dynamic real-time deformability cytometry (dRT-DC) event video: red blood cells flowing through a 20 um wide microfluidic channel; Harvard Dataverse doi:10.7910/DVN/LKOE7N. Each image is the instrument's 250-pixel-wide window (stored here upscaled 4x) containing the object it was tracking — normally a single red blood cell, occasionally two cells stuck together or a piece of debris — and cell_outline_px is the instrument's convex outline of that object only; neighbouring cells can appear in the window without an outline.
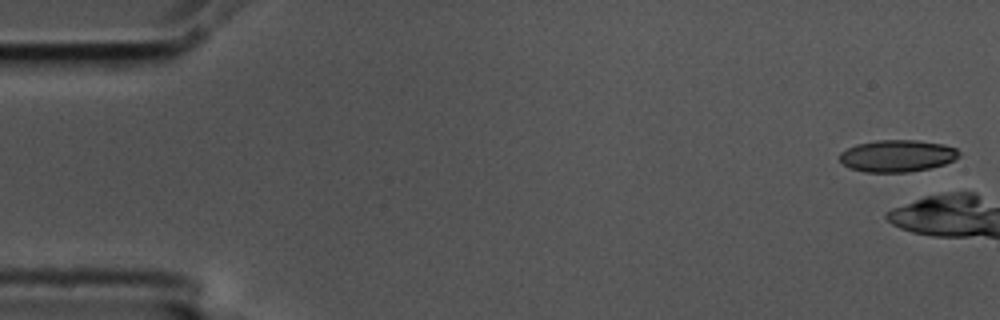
{"species": "common noctule bat (a hibernating species)", "species_latin": "Nyctalus noctula", "temperature_condition": "cold", "stored_images_in_passage": 6, "camera_frame_rate_fps": 3000, "um_per_image_px": 0.085, "animal": {"sex": "male", "body_mass_g": 17.5, "forearm_length_mm": 52.3}, "frame": {"image": 1, "passage_image": 1, "time_ms": 0.0, "image_size_px": [1000, 320], "cell_outline_px": [[960, 156], [944, 164], [928, 168], [908, 172], [864, 172], [848, 168], [840, 160], [840, 152], [856, 144], [876, 140], [916, 140], [944, 144], [956, 148], [960, 152]], "centroid_in_image_um": [76.25, 13.24], "position_along_channel_um": 8.7, "area_um2": 22.25}}